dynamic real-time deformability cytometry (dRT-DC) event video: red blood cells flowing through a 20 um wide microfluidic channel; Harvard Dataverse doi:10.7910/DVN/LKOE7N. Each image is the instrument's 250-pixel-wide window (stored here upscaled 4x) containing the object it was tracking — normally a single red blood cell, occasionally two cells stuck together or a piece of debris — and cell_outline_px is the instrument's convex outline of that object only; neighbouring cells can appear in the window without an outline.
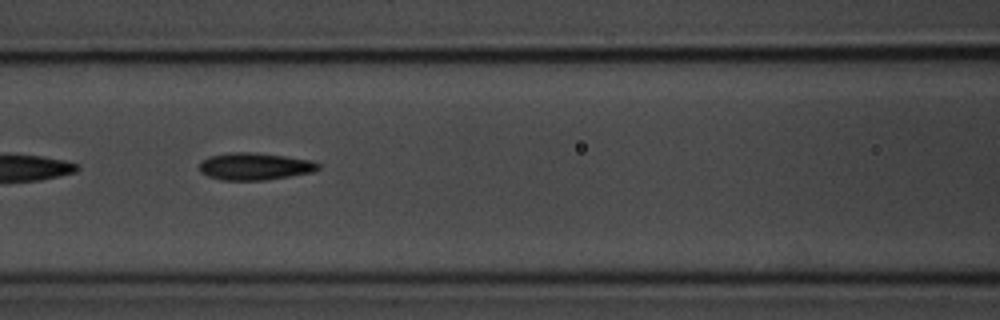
{"species": "common noctule bat (a hibernating species)", "species_latin": "Nyctalus noctula", "temperature_condition": "room temperature", "stored_images_in_passage": 30, "camera_frame_rate_fps": 3000, "um_per_image_px": 0.085, "animal": {"sex": "male", "body_mass_g": 20.1, "forearm_length_mm": 53.5}, "frame": {"image": 1, "passage_image": 23, "time_ms": 7.333, "image_size_px": [1000, 320], "cell_outline_px": [[320, 168], [312, 172], [264, 180], [220, 180], [208, 176], [200, 172], [200, 164], [208, 156], [232, 152], [256, 152], [312, 160], [320, 164]], "centroid_in_image_um": [21.65, 14.13], "position_along_channel_um": 145.0, "area_um2": 18.79}}